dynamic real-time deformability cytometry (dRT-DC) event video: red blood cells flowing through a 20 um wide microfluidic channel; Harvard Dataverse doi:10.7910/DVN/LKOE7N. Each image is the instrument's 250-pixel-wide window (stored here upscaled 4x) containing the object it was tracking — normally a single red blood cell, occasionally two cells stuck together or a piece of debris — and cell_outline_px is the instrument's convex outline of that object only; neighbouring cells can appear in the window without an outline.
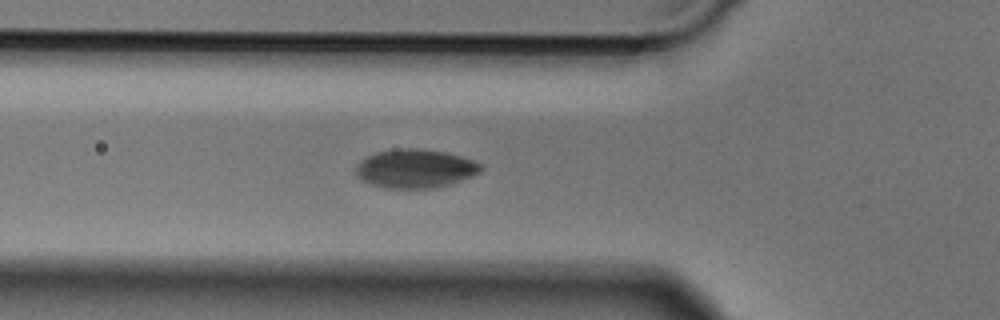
{"species": "Egyptian fruit bat (a non-hibernating species)", "species_latin": "Rousettus aegyptiacus", "temperature_condition": "cold", "stored_images_in_passage": 7, "camera_frame_rate_fps": 3000, "um_per_image_px": 0.085, "animal": {"sex": "male"}, "frame": {"image": 1, "passage_image": 6, "time_ms": 1.667, "image_size_px": [1000, 320], "cell_outline_px": [[484, 168], [480, 172], [472, 176], [452, 184], [440, 188], [384, 188], [368, 184], [360, 180], [352, 172], [360, 160], [364, 156], [376, 152], [392, 148], [420, 148], [444, 152], [460, 156], [484, 164]], "centroid_in_image_um": [35.25, 14.33], "position_along_channel_um": 90.6, "area_um2": 29.02}}